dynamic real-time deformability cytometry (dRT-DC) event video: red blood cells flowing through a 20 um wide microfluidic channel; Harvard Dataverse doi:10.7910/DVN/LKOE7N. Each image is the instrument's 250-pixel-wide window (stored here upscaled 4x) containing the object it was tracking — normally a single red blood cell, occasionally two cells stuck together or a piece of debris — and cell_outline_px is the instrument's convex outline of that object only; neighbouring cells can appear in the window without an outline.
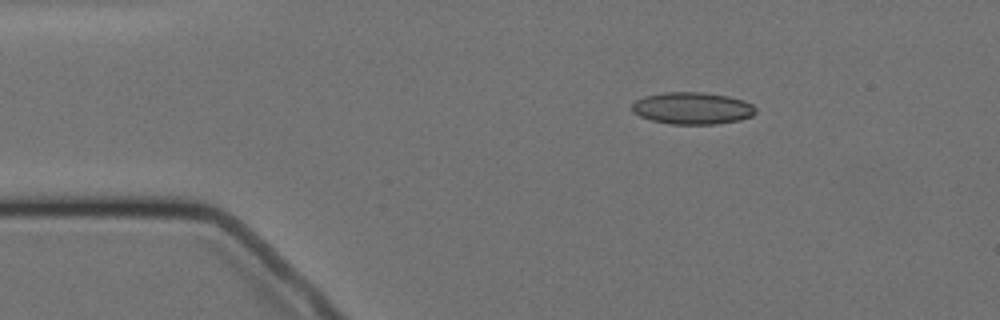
{"species": "Egyptian fruit bat (a non-hibernating species)", "species_latin": "Rousettus aegyptiacus", "temperature_condition": "cold", "stored_images_in_passage": 4, "camera_frame_rate_fps": 3000, "um_per_image_px": 0.085, "animal": {"sex": "female"}, "frame": {"image": 1, "passage_image": 2, "time_ms": 2.0, "image_size_px": [1000, 320], "cell_outline_px": [[756, 112], [752, 116], [740, 120], [716, 124], [672, 124], [652, 120], [640, 116], [632, 112], [632, 104], [636, 100], [644, 96], [664, 92], [704, 92], [728, 96], [744, 100], [752, 104], [756, 108]], "centroid_in_image_um": [58.86, 9.19], "position_along_channel_um": 26.1, "area_um2": 23.18}}
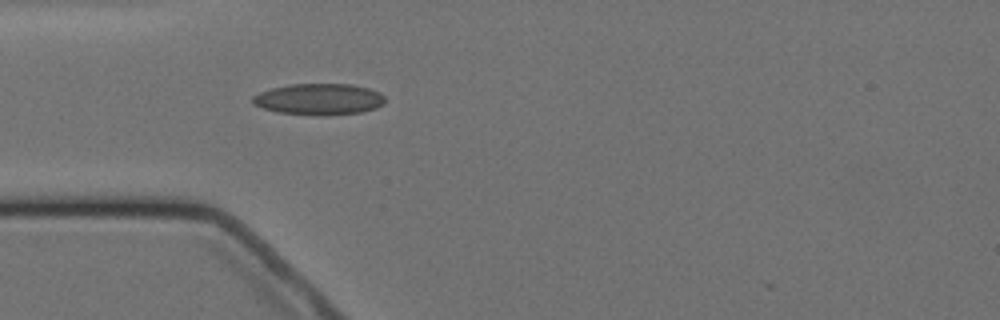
{"frame": {"image": 2, "passage_image": 4, "time_ms": 4.333, "image_size_px": [1000, 320], "cell_outline_px": [[384, 104], [376, 108], [360, 112], [328, 116], [280, 112], [264, 108], [252, 104], [252, 96], [260, 92], [272, 88], [292, 84], [352, 84], [368, 88], [380, 92], [384, 96]], "centroid_in_image_um": [27.14, 8.43], "position_along_channel_um": 57.9, "area_um2": 24.1}}